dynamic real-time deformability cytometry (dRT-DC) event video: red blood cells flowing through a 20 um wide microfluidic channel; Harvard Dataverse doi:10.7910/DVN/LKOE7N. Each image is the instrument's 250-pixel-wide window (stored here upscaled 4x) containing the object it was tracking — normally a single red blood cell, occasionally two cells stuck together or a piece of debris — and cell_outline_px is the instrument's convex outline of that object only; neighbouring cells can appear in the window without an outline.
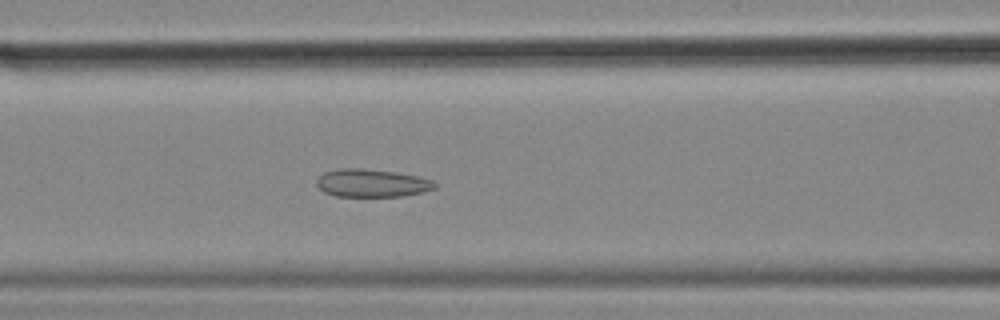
{"species": "common noctule bat (a hibernating species)", "species_latin": "Nyctalus noctula", "temperature_condition": "cold", "stored_images_in_passage": 44, "camera_frame_rate_fps": 3000, "um_per_image_px": 0.085, "animal": {"sex": "female", "body_mass_g": 18.4}, "frame": {"image": 1, "passage_image": 11, "time_ms": 3.333, "image_size_px": [1000, 320], "cell_outline_px": [[436, 188], [424, 192], [404, 196], [336, 196], [324, 192], [316, 184], [316, 180], [324, 172], [336, 168], [364, 168], [396, 172], [420, 176], [432, 180], [436, 184]], "centroid_in_image_um": [31.62, 15.55], "position_along_channel_um": 135.0, "area_um2": 19.42}}
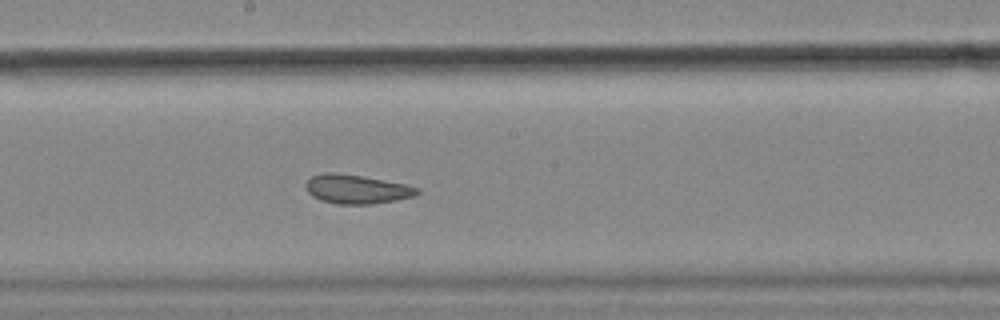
{"frame": {"image": 2, "passage_image": 18, "time_ms": 5.667, "image_size_px": [1000, 320], "cell_outline_px": [[420, 192], [412, 196], [396, 200], [372, 204], [340, 204], [320, 200], [312, 196], [308, 192], [304, 184], [312, 176], [324, 172], [332, 172], [360, 176], [404, 184], [420, 188]], "centroid_in_image_um": [30.28, 16.08], "position_along_channel_um": 217.9, "area_um2": 18.61}}
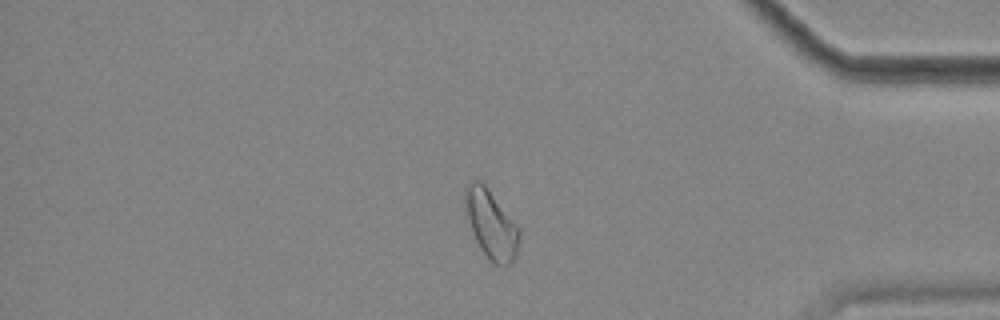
{"frame": {"image": 3, "passage_image": 35, "time_ms": 11.333, "image_size_px": [1000, 320], "cell_outline_px": [[520, 240], [516, 260], [512, 264], [496, 264], [480, 248], [472, 232], [464, 208], [464, 188], [472, 180], [480, 180], [488, 188], [520, 228]], "centroid_in_image_um": [41.76, 19.04], "position_along_channel_um": 393.4, "area_um2": 21.73}, "authors_computed_cell_mechanics": {"area_um2": 20.1144, "velocity_mm_per_s": 3.5836, "shape_relaxation_time_tau1_ms": null, "shape_relaxation_time_tau2_ms": 2.3489, "deformation_change_tau1": null, "deformation_change_tau2": 0.0905}}